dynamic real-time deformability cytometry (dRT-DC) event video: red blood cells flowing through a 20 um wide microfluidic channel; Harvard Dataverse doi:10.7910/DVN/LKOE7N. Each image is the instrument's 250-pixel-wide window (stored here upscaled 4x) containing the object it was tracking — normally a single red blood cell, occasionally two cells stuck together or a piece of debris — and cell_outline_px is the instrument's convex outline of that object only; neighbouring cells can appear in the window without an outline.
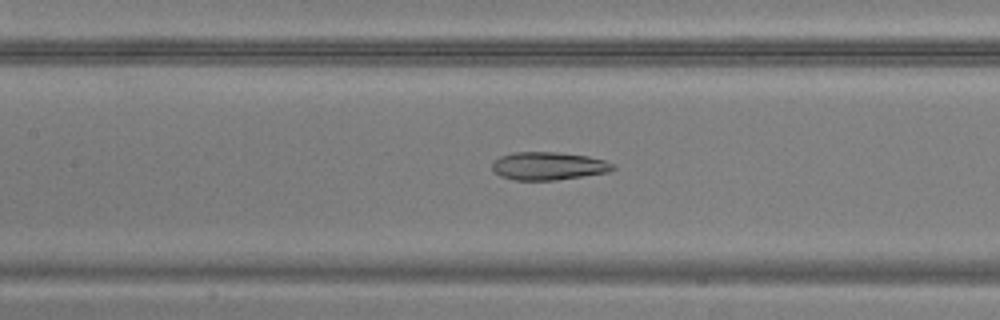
{"species": "common noctule bat (a hibernating species)", "species_latin": "Nyctalus noctula", "temperature_condition": "warm", "stored_images_in_passage": 50, "camera_frame_rate_fps": 3000, "um_per_image_px": 0.085, "animal": {"sex": "male", "body_mass_g": 20.5, "forearm_length_mm": 52.5}, "frame": {"image": 1, "passage_image": 23, "time_ms": 7.333, "image_size_px": [1000, 320], "cell_outline_px": [[616, 168], [608, 172], [556, 180], [512, 180], [500, 176], [492, 172], [492, 164], [500, 156], [512, 152], [560, 152], [588, 156], [604, 160], [616, 164]], "centroid_in_image_um": [46.61, 14.11], "position_along_channel_um": 160.8, "area_um2": 19.88}}
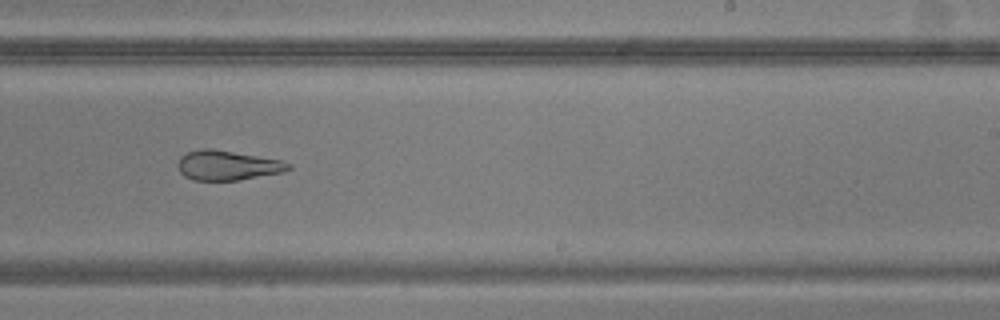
{"frame": {"image": 2, "passage_image": 31, "time_ms": 10.0, "image_size_px": [1000, 320], "cell_outline_px": [[292, 168], [284, 172], [236, 180], [192, 180], [184, 176], [180, 172], [176, 164], [180, 156], [188, 152], [200, 148], [212, 148], [280, 160], [292, 164]], "centroid_in_image_um": [19.3, 14.05], "position_along_channel_um": 269.7, "area_um2": 19.19}}
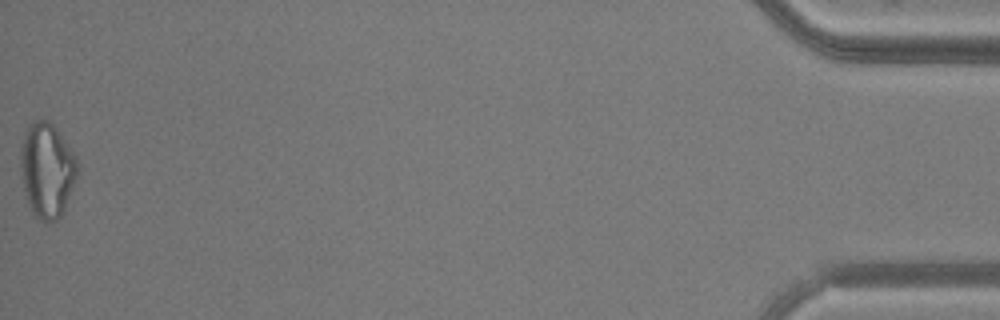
{"frame": {"image": 3, "passage_image": 50, "time_ms": 16.333, "image_size_px": [1000, 320], "cell_outline_px": [[80, 168], [64, 208], [60, 216], [56, 220], [40, 220], [32, 212], [28, 204], [24, 192], [20, 168], [20, 148], [24, 132], [28, 124], [32, 120], [48, 120], [56, 128], [76, 156], [80, 164]], "centroid_in_image_um": [3.98, 14.41], "position_along_channel_um": 431.2, "area_um2": 31.56}}